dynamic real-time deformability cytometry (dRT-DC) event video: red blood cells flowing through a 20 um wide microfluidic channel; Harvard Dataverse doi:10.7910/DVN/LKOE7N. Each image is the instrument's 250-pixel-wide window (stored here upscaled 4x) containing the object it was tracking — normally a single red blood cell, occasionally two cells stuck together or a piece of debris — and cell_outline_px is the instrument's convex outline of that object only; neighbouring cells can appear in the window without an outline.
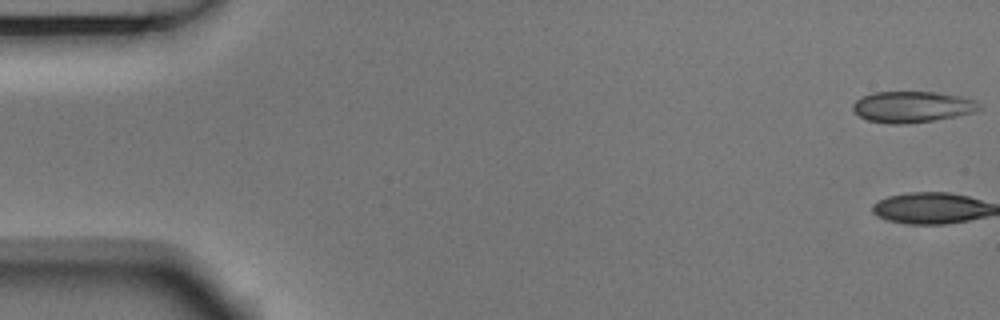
{"species": "Egyptian fruit bat (a non-hibernating species)", "species_latin": "Rousettus aegyptiacus", "temperature_condition": "room temperature", "stored_images_in_passage": 51, "camera_frame_rate_fps": 3000, "um_per_image_px": 0.085, "animal": {"sex": "male"}, "frame": {"image": 1, "passage_image": 1, "time_ms": 0.0, "image_size_px": [1000, 320], "cell_outline_px": [[980, 108], [976, 112], [956, 116], [932, 120], [904, 124], [892, 124], [868, 120], [860, 116], [852, 108], [852, 104], [860, 96], [872, 92], [936, 92], [960, 96], [976, 100], [980, 104]], "centroid_in_image_um": [77.54, 9.07], "position_along_channel_um": 7.5, "area_um2": 22.95}}
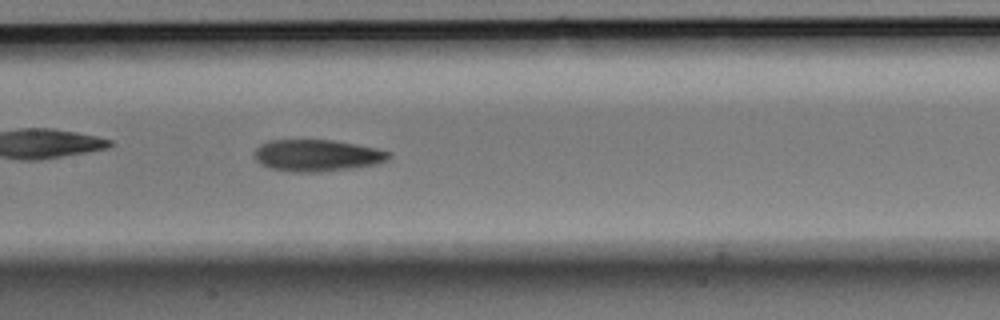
{"frame": {"image": 2, "passage_image": 27, "time_ms": 8.667, "image_size_px": [1000, 320], "cell_outline_px": [[392, 156], [388, 160], [376, 164], [356, 168], [320, 172], [292, 172], [272, 168], [260, 164], [252, 156], [252, 152], [260, 144], [268, 140], [332, 140], [356, 144], [376, 148], [392, 152]], "centroid_in_image_um": [26.95, 13.21], "position_along_channel_um": 180.5, "area_um2": 25.26}}
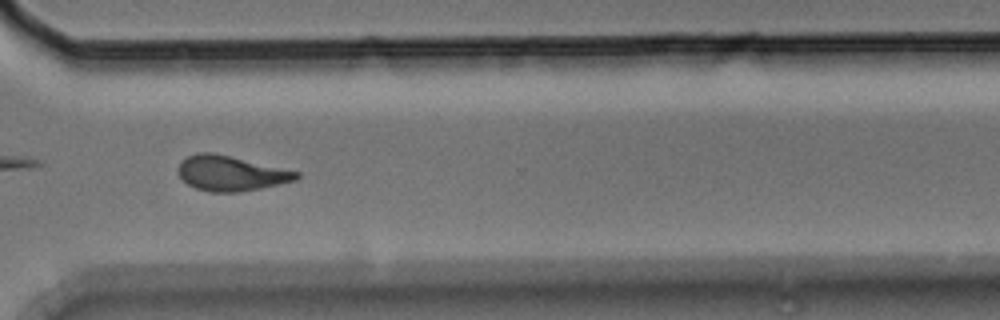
{"frame": {"image": 3, "passage_image": 41, "time_ms": 13.333, "image_size_px": [1000, 320], "cell_outline_px": [[300, 176], [296, 180], [280, 184], [240, 192], [208, 192], [196, 188], [188, 184], [180, 176], [180, 164], [188, 156], [200, 152], [212, 152], [300, 172]], "centroid_in_image_um": [19.66, 14.74], "position_along_channel_um": 350.9, "area_um2": 23.76}, "authors_computed_cell_mechanics": {"area_um2": 24.2182, "velocity_mm_per_s": 3.6562, "shape_relaxation_time_tau1_ms": 6.4837, "shape_relaxation_time_tau2_ms": 4.691, "deformation_change_tau1": 0.1882, "deformation_change_tau2": 0.1288}}